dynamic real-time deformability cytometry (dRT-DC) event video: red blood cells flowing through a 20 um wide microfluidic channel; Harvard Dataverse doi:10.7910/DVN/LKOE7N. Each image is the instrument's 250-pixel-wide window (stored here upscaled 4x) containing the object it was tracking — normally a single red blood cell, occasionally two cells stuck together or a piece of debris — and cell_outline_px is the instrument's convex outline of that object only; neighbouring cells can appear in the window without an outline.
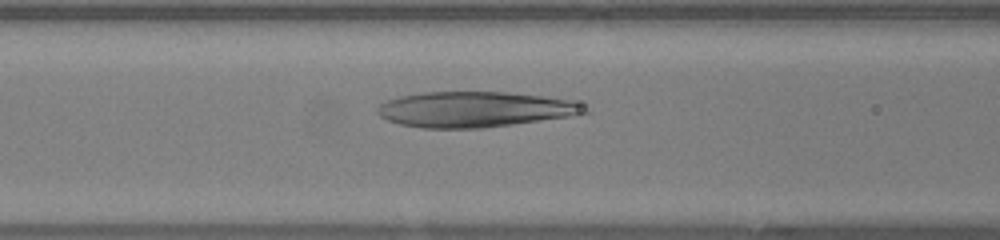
{"species": "human", "species_latin": "Homo sapiens", "temperature_condition": "warm", "stored_images_in_passage": 36, "camera_frame_rate_fps": 3000, "um_per_image_px": 0.085, "donor": {"sex": "female"}, "frame": {"image": 1, "passage_image": 9, "time_ms": 2.667, "image_size_px": [1000, 240], "cell_outline_px": [[592, 112], [576, 116], [484, 128], [424, 128], [400, 124], [388, 120], [380, 116], [376, 112], [376, 108], [380, 104], [388, 100], [400, 96], [424, 92], [508, 92], [572, 100], [592, 108]], "centroid_in_image_um": [40.45, 9.3], "position_along_channel_um": 126.2, "area_um2": 43.29}}
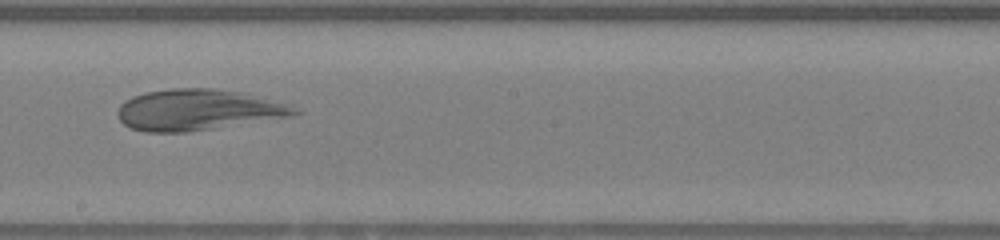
{"frame": {"image": 2, "passage_image": 16, "time_ms": 5.0, "image_size_px": [1000, 240], "cell_outline_px": [[304, 112], [292, 116], [188, 132], [144, 132], [132, 128], [124, 124], [120, 120], [116, 112], [120, 104], [124, 100], [132, 96], [144, 92], [172, 88], [212, 88], [244, 92], [300, 108]], "centroid_in_image_um": [16.82, 9.33], "position_along_channel_um": 231.4, "area_um2": 42.48}}
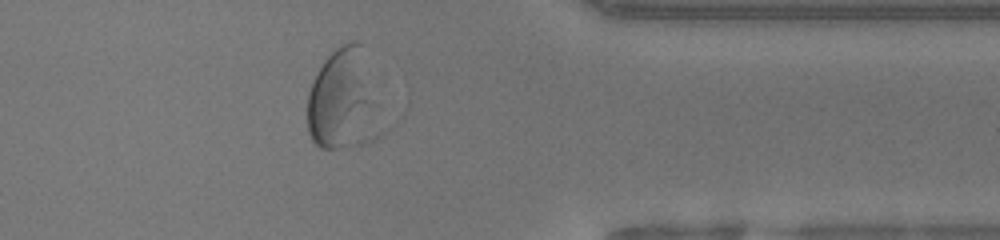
{"frame": {"image": 3, "passage_image": 27, "time_ms": 8.667, "image_size_px": [1000, 240], "cell_outline_px": [[380, 136], [372, 140], [360, 144], [340, 148], [320, 148], [312, 140], [308, 132], [308, 92], [316, 72], [324, 60], [332, 52], [344, 44], [352, 40], [356, 40], [360, 44], [376, 104], [380, 132]], "centroid_in_image_um": [29.12, 8.57], "position_along_channel_um": 382.3, "area_um2": 42.31}}